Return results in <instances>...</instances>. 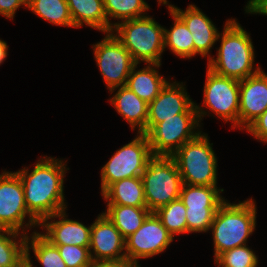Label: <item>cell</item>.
<instances>
[{
    "label": "cell",
    "mask_w": 267,
    "mask_h": 267,
    "mask_svg": "<svg viewBox=\"0 0 267 267\" xmlns=\"http://www.w3.org/2000/svg\"><path fill=\"white\" fill-rule=\"evenodd\" d=\"M148 138L136 133L135 138L116 150L101 169V193L111 184L124 178L141 177L153 158Z\"/></svg>",
    "instance_id": "cell-8"
},
{
    "label": "cell",
    "mask_w": 267,
    "mask_h": 267,
    "mask_svg": "<svg viewBox=\"0 0 267 267\" xmlns=\"http://www.w3.org/2000/svg\"><path fill=\"white\" fill-rule=\"evenodd\" d=\"M174 238L156 214L151 212L141 227L125 239L127 260L141 266L140 259H147L163 253L174 241Z\"/></svg>",
    "instance_id": "cell-12"
},
{
    "label": "cell",
    "mask_w": 267,
    "mask_h": 267,
    "mask_svg": "<svg viewBox=\"0 0 267 267\" xmlns=\"http://www.w3.org/2000/svg\"><path fill=\"white\" fill-rule=\"evenodd\" d=\"M146 206L151 212L179 198L183 185L171 157L154 156L142 173Z\"/></svg>",
    "instance_id": "cell-7"
},
{
    "label": "cell",
    "mask_w": 267,
    "mask_h": 267,
    "mask_svg": "<svg viewBox=\"0 0 267 267\" xmlns=\"http://www.w3.org/2000/svg\"><path fill=\"white\" fill-rule=\"evenodd\" d=\"M173 18V25L169 29L164 27V51L166 48L183 59L194 57V43L191 32L186 24L172 11L169 12Z\"/></svg>",
    "instance_id": "cell-25"
},
{
    "label": "cell",
    "mask_w": 267,
    "mask_h": 267,
    "mask_svg": "<svg viewBox=\"0 0 267 267\" xmlns=\"http://www.w3.org/2000/svg\"><path fill=\"white\" fill-rule=\"evenodd\" d=\"M27 9L51 25L75 28L67 0H31Z\"/></svg>",
    "instance_id": "cell-28"
},
{
    "label": "cell",
    "mask_w": 267,
    "mask_h": 267,
    "mask_svg": "<svg viewBox=\"0 0 267 267\" xmlns=\"http://www.w3.org/2000/svg\"><path fill=\"white\" fill-rule=\"evenodd\" d=\"M195 104L198 119L201 125L202 119L213 113L225 123L232 124L231 129L238 128L239 112V80L221 76L207 67L206 80L203 87V104ZM207 110H205V108Z\"/></svg>",
    "instance_id": "cell-6"
},
{
    "label": "cell",
    "mask_w": 267,
    "mask_h": 267,
    "mask_svg": "<svg viewBox=\"0 0 267 267\" xmlns=\"http://www.w3.org/2000/svg\"><path fill=\"white\" fill-rule=\"evenodd\" d=\"M31 250L36 261H38L42 267H67L60 256L57 246L53 245L37 230L33 231L29 236L27 235L26 238V261L34 267L30 255Z\"/></svg>",
    "instance_id": "cell-23"
},
{
    "label": "cell",
    "mask_w": 267,
    "mask_h": 267,
    "mask_svg": "<svg viewBox=\"0 0 267 267\" xmlns=\"http://www.w3.org/2000/svg\"><path fill=\"white\" fill-rule=\"evenodd\" d=\"M94 59L108 90L126 86L132 68L136 65L130 52L110 33L94 43Z\"/></svg>",
    "instance_id": "cell-11"
},
{
    "label": "cell",
    "mask_w": 267,
    "mask_h": 267,
    "mask_svg": "<svg viewBox=\"0 0 267 267\" xmlns=\"http://www.w3.org/2000/svg\"><path fill=\"white\" fill-rule=\"evenodd\" d=\"M112 33L130 52L136 64H161L164 53V27L153 16L117 23Z\"/></svg>",
    "instance_id": "cell-4"
},
{
    "label": "cell",
    "mask_w": 267,
    "mask_h": 267,
    "mask_svg": "<svg viewBox=\"0 0 267 267\" xmlns=\"http://www.w3.org/2000/svg\"><path fill=\"white\" fill-rule=\"evenodd\" d=\"M154 213L173 237L187 233L186 207L180 198L158 208Z\"/></svg>",
    "instance_id": "cell-29"
},
{
    "label": "cell",
    "mask_w": 267,
    "mask_h": 267,
    "mask_svg": "<svg viewBox=\"0 0 267 267\" xmlns=\"http://www.w3.org/2000/svg\"><path fill=\"white\" fill-rule=\"evenodd\" d=\"M27 236L9 229H0V267H19L26 261Z\"/></svg>",
    "instance_id": "cell-27"
},
{
    "label": "cell",
    "mask_w": 267,
    "mask_h": 267,
    "mask_svg": "<svg viewBox=\"0 0 267 267\" xmlns=\"http://www.w3.org/2000/svg\"><path fill=\"white\" fill-rule=\"evenodd\" d=\"M157 2H158V5L160 6H162V4L165 6V5H167L166 7L168 8V11L169 12H172V11H174L176 8H177V6H175V5H172V4H170L169 2H168V0H157Z\"/></svg>",
    "instance_id": "cell-38"
},
{
    "label": "cell",
    "mask_w": 267,
    "mask_h": 267,
    "mask_svg": "<svg viewBox=\"0 0 267 267\" xmlns=\"http://www.w3.org/2000/svg\"><path fill=\"white\" fill-rule=\"evenodd\" d=\"M161 65L146 64L144 68L138 69V64H136L128 76L126 86L147 104L159 95L162 88L170 80L160 74Z\"/></svg>",
    "instance_id": "cell-19"
},
{
    "label": "cell",
    "mask_w": 267,
    "mask_h": 267,
    "mask_svg": "<svg viewBox=\"0 0 267 267\" xmlns=\"http://www.w3.org/2000/svg\"><path fill=\"white\" fill-rule=\"evenodd\" d=\"M23 6L27 8L23 0H0V15L5 19L13 20L17 9Z\"/></svg>",
    "instance_id": "cell-34"
},
{
    "label": "cell",
    "mask_w": 267,
    "mask_h": 267,
    "mask_svg": "<svg viewBox=\"0 0 267 267\" xmlns=\"http://www.w3.org/2000/svg\"><path fill=\"white\" fill-rule=\"evenodd\" d=\"M8 50L9 46L7 45V43L4 40L0 39V65L8 57Z\"/></svg>",
    "instance_id": "cell-37"
},
{
    "label": "cell",
    "mask_w": 267,
    "mask_h": 267,
    "mask_svg": "<svg viewBox=\"0 0 267 267\" xmlns=\"http://www.w3.org/2000/svg\"><path fill=\"white\" fill-rule=\"evenodd\" d=\"M40 228L45 230L41 234L53 245L90 246L91 224L86 226L69 219L66 210L45 218L39 224Z\"/></svg>",
    "instance_id": "cell-16"
},
{
    "label": "cell",
    "mask_w": 267,
    "mask_h": 267,
    "mask_svg": "<svg viewBox=\"0 0 267 267\" xmlns=\"http://www.w3.org/2000/svg\"><path fill=\"white\" fill-rule=\"evenodd\" d=\"M209 138L202 131L171 156L184 184L217 186L218 160Z\"/></svg>",
    "instance_id": "cell-5"
},
{
    "label": "cell",
    "mask_w": 267,
    "mask_h": 267,
    "mask_svg": "<svg viewBox=\"0 0 267 267\" xmlns=\"http://www.w3.org/2000/svg\"><path fill=\"white\" fill-rule=\"evenodd\" d=\"M225 22L223 31L217 37V41L221 43L216 48V58L212 56L207 67L218 75L244 80L262 69L259 63L255 65V48L251 34L243 29L236 18Z\"/></svg>",
    "instance_id": "cell-2"
},
{
    "label": "cell",
    "mask_w": 267,
    "mask_h": 267,
    "mask_svg": "<svg viewBox=\"0 0 267 267\" xmlns=\"http://www.w3.org/2000/svg\"><path fill=\"white\" fill-rule=\"evenodd\" d=\"M67 267H89L93 262L89 247L76 245H55Z\"/></svg>",
    "instance_id": "cell-32"
},
{
    "label": "cell",
    "mask_w": 267,
    "mask_h": 267,
    "mask_svg": "<svg viewBox=\"0 0 267 267\" xmlns=\"http://www.w3.org/2000/svg\"><path fill=\"white\" fill-rule=\"evenodd\" d=\"M89 267H141L127 259L121 261L92 262Z\"/></svg>",
    "instance_id": "cell-36"
},
{
    "label": "cell",
    "mask_w": 267,
    "mask_h": 267,
    "mask_svg": "<svg viewBox=\"0 0 267 267\" xmlns=\"http://www.w3.org/2000/svg\"><path fill=\"white\" fill-rule=\"evenodd\" d=\"M104 11L108 21V33L121 20L137 19L147 16L150 5L145 0H103ZM111 19L118 20L112 22Z\"/></svg>",
    "instance_id": "cell-26"
},
{
    "label": "cell",
    "mask_w": 267,
    "mask_h": 267,
    "mask_svg": "<svg viewBox=\"0 0 267 267\" xmlns=\"http://www.w3.org/2000/svg\"><path fill=\"white\" fill-rule=\"evenodd\" d=\"M31 0H23V2L27 5Z\"/></svg>",
    "instance_id": "cell-40"
},
{
    "label": "cell",
    "mask_w": 267,
    "mask_h": 267,
    "mask_svg": "<svg viewBox=\"0 0 267 267\" xmlns=\"http://www.w3.org/2000/svg\"><path fill=\"white\" fill-rule=\"evenodd\" d=\"M258 142L267 143V109L256 118L246 129Z\"/></svg>",
    "instance_id": "cell-33"
},
{
    "label": "cell",
    "mask_w": 267,
    "mask_h": 267,
    "mask_svg": "<svg viewBox=\"0 0 267 267\" xmlns=\"http://www.w3.org/2000/svg\"><path fill=\"white\" fill-rule=\"evenodd\" d=\"M218 208H186L187 234L209 232Z\"/></svg>",
    "instance_id": "cell-31"
},
{
    "label": "cell",
    "mask_w": 267,
    "mask_h": 267,
    "mask_svg": "<svg viewBox=\"0 0 267 267\" xmlns=\"http://www.w3.org/2000/svg\"><path fill=\"white\" fill-rule=\"evenodd\" d=\"M256 201L251 198L231 203L225 200L217 209L210 231L213 238L214 260L223 252L248 244L256 230Z\"/></svg>",
    "instance_id": "cell-3"
},
{
    "label": "cell",
    "mask_w": 267,
    "mask_h": 267,
    "mask_svg": "<svg viewBox=\"0 0 267 267\" xmlns=\"http://www.w3.org/2000/svg\"><path fill=\"white\" fill-rule=\"evenodd\" d=\"M39 224L28 212L19 176L15 171L2 170L0 174V229L13 230L27 236L32 228H39Z\"/></svg>",
    "instance_id": "cell-9"
},
{
    "label": "cell",
    "mask_w": 267,
    "mask_h": 267,
    "mask_svg": "<svg viewBox=\"0 0 267 267\" xmlns=\"http://www.w3.org/2000/svg\"><path fill=\"white\" fill-rule=\"evenodd\" d=\"M244 9L247 14L267 16V0H249Z\"/></svg>",
    "instance_id": "cell-35"
},
{
    "label": "cell",
    "mask_w": 267,
    "mask_h": 267,
    "mask_svg": "<svg viewBox=\"0 0 267 267\" xmlns=\"http://www.w3.org/2000/svg\"><path fill=\"white\" fill-rule=\"evenodd\" d=\"M267 109V73H258L239 81L238 129L244 131Z\"/></svg>",
    "instance_id": "cell-15"
},
{
    "label": "cell",
    "mask_w": 267,
    "mask_h": 267,
    "mask_svg": "<svg viewBox=\"0 0 267 267\" xmlns=\"http://www.w3.org/2000/svg\"><path fill=\"white\" fill-rule=\"evenodd\" d=\"M103 212L124 239L136 232L151 213L147 207H134L118 204H107Z\"/></svg>",
    "instance_id": "cell-22"
},
{
    "label": "cell",
    "mask_w": 267,
    "mask_h": 267,
    "mask_svg": "<svg viewBox=\"0 0 267 267\" xmlns=\"http://www.w3.org/2000/svg\"><path fill=\"white\" fill-rule=\"evenodd\" d=\"M74 27L83 25L108 33L103 0H67Z\"/></svg>",
    "instance_id": "cell-21"
},
{
    "label": "cell",
    "mask_w": 267,
    "mask_h": 267,
    "mask_svg": "<svg viewBox=\"0 0 267 267\" xmlns=\"http://www.w3.org/2000/svg\"><path fill=\"white\" fill-rule=\"evenodd\" d=\"M63 160L45 155L37 160L32 170L23 167L15 172L22 182L28 212L39 223L68 208L64 179L69 168L66 167L67 160Z\"/></svg>",
    "instance_id": "cell-1"
},
{
    "label": "cell",
    "mask_w": 267,
    "mask_h": 267,
    "mask_svg": "<svg viewBox=\"0 0 267 267\" xmlns=\"http://www.w3.org/2000/svg\"><path fill=\"white\" fill-rule=\"evenodd\" d=\"M89 250L93 262L127 259L125 239L103 212L91 224Z\"/></svg>",
    "instance_id": "cell-14"
},
{
    "label": "cell",
    "mask_w": 267,
    "mask_h": 267,
    "mask_svg": "<svg viewBox=\"0 0 267 267\" xmlns=\"http://www.w3.org/2000/svg\"><path fill=\"white\" fill-rule=\"evenodd\" d=\"M224 189L218 186L182 185L179 198L186 208H219L226 200L221 194Z\"/></svg>",
    "instance_id": "cell-24"
},
{
    "label": "cell",
    "mask_w": 267,
    "mask_h": 267,
    "mask_svg": "<svg viewBox=\"0 0 267 267\" xmlns=\"http://www.w3.org/2000/svg\"><path fill=\"white\" fill-rule=\"evenodd\" d=\"M173 12L186 24L192 34L194 56L198 54L203 58L208 57L209 60L212 57L211 49L217 43L220 32L213 21L194 4H189L185 10L177 7Z\"/></svg>",
    "instance_id": "cell-17"
},
{
    "label": "cell",
    "mask_w": 267,
    "mask_h": 267,
    "mask_svg": "<svg viewBox=\"0 0 267 267\" xmlns=\"http://www.w3.org/2000/svg\"><path fill=\"white\" fill-rule=\"evenodd\" d=\"M197 114H177L154 125L147 133L153 156L171 157L202 132Z\"/></svg>",
    "instance_id": "cell-10"
},
{
    "label": "cell",
    "mask_w": 267,
    "mask_h": 267,
    "mask_svg": "<svg viewBox=\"0 0 267 267\" xmlns=\"http://www.w3.org/2000/svg\"><path fill=\"white\" fill-rule=\"evenodd\" d=\"M185 82L170 80L159 95L148 104L146 133L156 124L177 114H197L195 102L192 101L185 87Z\"/></svg>",
    "instance_id": "cell-13"
},
{
    "label": "cell",
    "mask_w": 267,
    "mask_h": 267,
    "mask_svg": "<svg viewBox=\"0 0 267 267\" xmlns=\"http://www.w3.org/2000/svg\"><path fill=\"white\" fill-rule=\"evenodd\" d=\"M106 204L147 207L141 177L124 178L109 185L102 193Z\"/></svg>",
    "instance_id": "cell-20"
},
{
    "label": "cell",
    "mask_w": 267,
    "mask_h": 267,
    "mask_svg": "<svg viewBox=\"0 0 267 267\" xmlns=\"http://www.w3.org/2000/svg\"><path fill=\"white\" fill-rule=\"evenodd\" d=\"M214 264L218 267H258L259 259L255 251L246 244L221 253Z\"/></svg>",
    "instance_id": "cell-30"
},
{
    "label": "cell",
    "mask_w": 267,
    "mask_h": 267,
    "mask_svg": "<svg viewBox=\"0 0 267 267\" xmlns=\"http://www.w3.org/2000/svg\"><path fill=\"white\" fill-rule=\"evenodd\" d=\"M115 91L116 93L108 101L129 124L132 131L137 130V133L146 134L148 104L127 86L113 88L109 90V94L112 95Z\"/></svg>",
    "instance_id": "cell-18"
},
{
    "label": "cell",
    "mask_w": 267,
    "mask_h": 267,
    "mask_svg": "<svg viewBox=\"0 0 267 267\" xmlns=\"http://www.w3.org/2000/svg\"><path fill=\"white\" fill-rule=\"evenodd\" d=\"M19 267H32V266L27 261H25Z\"/></svg>",
    "instance_id": "cell-39"
}]
</instances>
